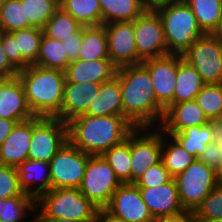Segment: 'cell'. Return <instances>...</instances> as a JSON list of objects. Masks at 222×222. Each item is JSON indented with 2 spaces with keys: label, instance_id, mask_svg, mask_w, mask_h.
I'll list each match as a JSON object with an SVG mask.
<instances>
[{
  "label": "cell",
  "instance_id": "obj_1",
  "mask_svg": "<svg viewBox=\"0 0 222 222\" xmlns=\"http://www.w3.org/2000/svg\"><path fill=\"white\" fill-rule=\"evenodd\" d=\"M117 76L123 116L135 128H148L162 121L165 109L157 102L147 69L142 64L123 66L118 68Z\"/></svg>",
  "mask_w": 222,
  "mask_h": 222
},
{
  "label": "cell",
  "instance_id": "obj_2",
  "mask_svg": "<svg viewBox=\"0 0 222 222\" xmlns=\"http://www.w3.org/2000/svg\"><path fill=\"white\" fill-rule=\"evenodd\" d=\"M68 140L90 155H102L123 143L135 129L124 116H91L82 114L67 122Z\"/></svg>",
  "mask_w": 222,
  "mask_h": 222
},
{
  "label": "cell",
  "instance_id": "obj_3",
  "mask_svg": "<svg viewBox=\"0 0 222 222\" xmlns=\"http://www.w3.org/2000/svg\"><path fill=\"white\" fill-rule=\"evenodd\" d=\"M17 76L23 85L33 115L61 120L65 72L33 64L20 70Z\"/></svg>",
  "mask_w": 222,
  "mask_h": 222
},
{
  "label": "cell",
  "instance_id": "obj_4",
  "mask_svg": "<svg viewBox=\"0 0 222 222\" xmlns=\"http://www.w3.org/2000/svg\"><path fill=\"white\" fill-rule=\"evenodd\" d=\"M156 11L163 24L169 54L182 55L198 37L205 34L184 0L171 2Z\"/></svg>",
  "mask_w": 222,
  "mask_h": 222
},
{
  "label": "cell",
  "instance_id": "obj_5",
  "mask_svg": "<svg viewBox=\"0 0 222 222\" xmlns=\"http://www.w3.org/2000/svg\"><path fill=\"white\" fill-rule=\"evenodd\" d=\"M40 203L45 216L77 222H95L99 210L79 188L50 189L36 199L35 212Z\"/></svg>",
  "mask_w": 222,
  "mask_h": 222
},
{
  "label": "cell",
  "instance_id": "obj_6",
  "mask_svg": "<svg viewBox=\"0 0 222 222\" xmlns=\"http://www.w3.org/2000/svg\"><path fill=\"white\" fill-rule=\"evenodd\" d=\"M174 179L183 209L192 213L220 183L216 169L206 166L199 159H196Z\"/></svg>",
  "mask_w": 222,
  "mask_h": 222
},
{
  "label": "cell",
  "instance_id": "obj_7",
  "mask_svg": "<svg viewBox=\"0 0 222 222\" xmlns=\"http://www.w3.org/2000/svg\"><path fill=\"white\" fill-rule=\"evenodd\" d=\"M121 184L102 155H91L79 190L98 209H101L109 204L113 193Z\"/></svg>",
  "mask_w": 222,
  "mask_h": 222
},
{
  "label": "cell",
  "instance_id": "obj_8",
  "mask_svg": "<svg viewBox=\"0 0 222 222\" xmlns=\"http://www.w3.org/2000/svg\"><path fill=\"white\" fill-rule=\"evenodd\" d=\"M68 141V125L59 118H32L28 160L49 163Z\"/></svg>",
  "mask_w": 222,
  "mask_h": 222
},
{
  "label": "cell",
  "instance_id": "obj_9",
  "mask_svg": "<svg viewBox=\"0 0 222 222\" xmlns=\"http://www.w3.org/2000/svg\"><path fill=\"white\" fill-rule=\"evenodd\" d=\"M182 57L196 69L204 84H222V45L212 34L198 37Z\"/></svg>",
  "mask_w": 222,
  "mask_h": 222
},
{
  "label": "cell",
  "instance_id": "obj_10",
  "mask_svg": "<svg viewBox=\"0 0 222 222\" xmlns=\"http://www.w3.org/2000/svg\"><path fill=\"white\" fill-rule=\"evenodd\" d=\"M90 157L68 140L49 162L51 189L79 188Z\"/></svg>",
  "mask_w": 222,
  "mask_h": 222
},
{
  "label": "cell",
  "instance_id": "obj_11",
  "mask_svg": "<svg viewBox=\"0 0 222 222\" xmlns=\"http://www.w3.org/2000/svg\"><path fill=\"white\" fill-rule=\"evenodd\" d=\"M133 24L136 50L142 60L169 54L163 24L156 10H145Z\"/></svg>",
  "mask_w": 222,
  "mask_h": 222
},
{
  "label": "cell",
  "instance_id": "obj_12",
  "mask_svg": "<svg viewBox=\"0 0 222 222\" xmlns=\"http://www.w3.org/2000/svg\"><path fill=\"white\" fill-rule=\"evenodd\" d=\"M144 129L135 128L130 133V151L132 159V183H135L149 167L161 161L163 132L155 131L140 134Z\"/></svg>",
  "mask_w": 222,
  "mask_h": 222
},
{
  "label": "cell",
  "instance_id": "obj_13",
  "mask_svg": "<svg viewBox=\"0 0 222 222\" xmlns=\"http://www.w3.org/2000/svg\"><path fill=\"white\" fill-rule=\"evenodd\" d=\"M110 60L118 67L141 64L135 43L133 21H117L104 25Z\"/></svg>",
  "mask_w": 222,
  "mask_h": 222
},
{
  "label": "cell",
  "instance_id": "obj_14",
  "mask_svg": "<svg viewBox=\"0 0 222 222\" xmlns=\"http://www.w3.org/2000/svg\"><path fill=\"white\" fill-rule=\"evenodd\" d=\"M148 71L157 102L166 109L173 104L176 86L178 54L145 59L141 63Z\"/></svg>",
  "mask_w": 222,
  "mask_h": 222
},
{
  "label": "cell",
  "instance_id": "obj_15",
  "mask_svg": "<svg viewBox=\"0 0 222 222\" xmlns=\"http://www.w3.org/2000/svg\"><path fill=\"white\" fill-rule=\"evenodd\" d=\"M105 208L127 222H154L155 220L142 199L139 187L134 183L121 184Z\"/></svg>",
  "mask_w": 222,
  "mask_h": 222
},
{
  "label": "cell",
  "instance_id": "obj_16",
  "mask_svg": "<svg viewBox=\"0 0 222 222\" xmlns=\"http://www.w3.org/2000/svg\"><path fill=\"white\" fill-rule=\"evenodd\" d=\"M35 117L30 110L23 85L18 78L0 79V118L14 120L17 123Z\"/></svg>",
  "mask_w": 222,
  "mask_h": 222
},
{
  "label": "cell",
  "instance_id": "obj_17",
  "mask_svg": "<svg viewBox=\"0 0 222 222\" xmlns=\"http://www.w3.org/2000/svg\"><path fill=\"white\" fill-rule=\"evenodd\" d=\"M210 121L196 100L169 105L164 112L160 130L167 135L180 133L193 126H204Z\"/></svg>",
  "mask_w": 222,
  "mask_h": 222
},
{
  "label": "cell",
  "instance_id": "obj_18",
  "mask_svg": "<svg viewBox=\"0 0 222 222\" xmlns=\"http://www.w3.org/2000/svg\"><path fill=\"white\" fill-rule=\"evenodd\" d=\"M142 199L154 219L184 212L175 179L159 187H139Z\"/></svg>",
  "mask_w": 222,
  "mask_h": 222
},
{
  "label": "cell",
  "instance_id": "obj_19",
  "mask_svg": "<svg viewBox=\"0 0 222 222\" xmlns=\"http://www.w3.org/2000/svg\"><path fill=\"white\" fill-rule=\"evenodd\" d=\"M101 85L94 82H65L61 120L67 123L72 118L84 114L99 94Z\"/></svg>",
  "mask_w": 222,
  "mask_h": 222
},
{
  "label": "cell",
  "instance_id": "obj_20",
  "mask_svg": "<svg viewBox=\"0 0 222 222\" xmlns=\"http://www.w3.org/2000/svg\"><path fill=\"white\" fill-rule=\"evenodd\" d=\"M32 137V119L17 123L0 146V164L17 168L28 160Z\"/></svg>",
  "mask_w": 222,
  "mask_h": 222
},
{
  "label": "cell",
  "instance_id": "obj_21",
  "mask_svg": "<svg viewBox=\"0 0 222 222\" xmlns=\"http://www.w3.org/2000/svg\"><path fill=\"white\" fill-rule=\"evenodd\" d=\"M118 67L110 60L103 58L98 60L82 61L68 65L65 76L66 82L73 83H105L117 75Z\"/></svg>",
  "mask_w": 222,
  "mask_h": 222
},
{
  "label": "cell",
  "instance_id": "obj_22",
  "mask_svg": "<svg viewBox=\"0 0 222 222\" xmlns=\"http://www.w3.org/2000/svg\"><path fill=\"white\" fill-rule=\"evenodd\" d=\"M220 135L218 122H209L204 126H193L173 134L180 146L196 159L206 150L208 144L217 140Z\"/></svg>",
  "mask_w": 222,
  "mask_h": 222
},
{
  "label": "cell",
  "instance_id": "obj_23",
  "mask_svg": "<svg viewBox=\"0 0 222 222\" xmlns=\"http://www.w3.org/2000/svg\"><path fill=\"white\" fill-rule=\"evenodd\" d=\"M16 169L18 172L20 188L25 194L33 197L35 200L51 189L49 163L37 160H26ZM36 178L42 180V182L32 190L31 184L36 182Z\"/></svg>",
  "mask_w": 222,
  "mask_h": 222
},
{
  "label": "cell",
  "instance_id": "obj_24",
  "mask_svg": "<svg viewBox=\"0 0 222 222\" xmlns=\"http://www.w3.org/2000/svg\"><path fill=\"white\" fill-rule=\"evenodd\" d=\"M84 114L91 116H123L121 86L117 75L113 79L102 83L99 94Z\"/></svg>",
  "mask_w": 222,
  "mask_h": 222
},
{
  "label": "cell",
  "instance_id": "obj_25",
  "mask_svg": "<svg viewBox=\"0 0 222 222\" xmlns=\"http://www.w3.org/2000/svg\"><path fill=\"white\" fill-rule=\"evenodd\" d=\"M204 83L196 69L178 54V69L173 104L195 100Z\"/></svg>",
  "mask_w": 222,
  "mask_h": 222
},
{
  "label": "cell",
  "instance_id": "obj_26",
  "mask_svg": "<svg viewBox=\"0 0 222 222\" xmlns=\"http://www.w3.org/2000/svg\"><path fill=\"white\" fill-rule=\"evenodd\" d=\"M109 58L104 25L82 27V44L79 60L90 61Z\"/></svg>",
  "mask_w": 222,
  "mask_h": 222
},
{
  "label": "cell",
  "instance_id": "obj_27",
  "mask_svg": "<svg viewBox=\"0 0 222 222\" xmlns=\"http://www.w3.org/2000/svg\"><path fill=\"white\" fill-rule=\"evenodd\" d=\"M102 25L117 21H134L146 9L140 0H99Z\"/></svg>",
  "mask_w": 222,
  "mask_h": 222
},
{
  "label": "cell",
  "instance_id": "obj_28",
  "mask_svg": "<svg viewBox=\"0 0 222 222\" xmlns=\"http://www.w3.org/2000/svg\"><path fill=\"white\" fill-rule=\"evenodd\" d=\"M59 7L84 27L102 25L99 0H63Z\"/></svg>",
  "mask_w": 222,
  "mask_h": 222
},
{
  "label": "cell",
  "instance_id": "obj_29",
  "mask_svg": "<svg viewBox=\"0 0 222 222\" xmlns=\"http://www.w3.org/2000/svg\"><path fill=\"white\" fill-rule=\"evenodd\" d=\"M35 64L44 68L65 72L69 62L62 41L47 37L43 33Z\"/></svg>",
  "mask_w": 222,
  "mask_h": 222
},
{
  "label": "cell",
  "instance_id": "obj_30",
  "mask_svg": "<svg viewBox=\"0 0 222 222\" xmlns=\"http://www.w3.org/2000/svg\"><path fill=\"white\" fill-rule=\"evenodd\" d=\"M16 40L17 53L22 55V70L37 61L43 29L30 27L10 33Z\"/></svg>",
  "mask_w": 222,
  "mask_h": 222
},
{
  "label": "cell",
  "instance_id": "obj_31",
  "mask_svg": "<svg viewBox=\"0 0 222 222\" xmlns=\"http://www.w3.org/2000/svg\"><path fill=\"white\" fill-rule=\"evenodd\" d=\"M122 184L132 183V159L130 151V134L127 139L102 154Z\"/></svg>",
  "mask_w": 222,
  "mask_h": 222
},
{
  "label": "cell",
  "instance_id": "obj_32",
  "mask_svg": "<svg viewBox=\"0 0 222 222\" xmlns=\"http://www.w3.org/2000/svg\"><path fill=\"white\" fill-rule=\"evenodd\" d=\"M193 11L197 23L204 33L211 34L222 18L221 0H184Z\"/></svg>",
  "mask_w": 222,
  "mask_h": 222
},
{
  "label": "cell",
  "instance_id": "obj_33",
  "mask_svg": "<svg viewBox=\"0 0 222 222\" xmlns=\"http://www.w3.org/2000/svg\"><path fill=\"white\" fill-rule=\"evenodd\" d=\"M172 140L173 142L166 148L164 146L165 139H163L161 162L163 167L167 169L174 178L188 168L196 158L180 146L174 138H172Z\"/></svg>",
  "mask_w": 222,
  "mask_h": 222
},
{
  "label": "cell",
  "instance_id": "obj_34",
  "mask_svg": "<svg viewBox=\"0 0 222 222\" xmlns=\"http://www.w3.org/2000/svg\"><path fill=\"white\" fill-rule=\"evenodd\" d=\"M83 26L62 8H58L43 28V33L50 38L62 41L77 33Z\"/></svg>",
  "mask_w": 222,
  "mask_h": 222
},
{
  "label": "cell",
  "instance_id": "obj_35",
  "mask_svg": "<svg viewBox=\"0 0 222 222\" xmlns=\"http://www.w3.org/2000/svg\"><path fill=\"white\" fill-rule=\"evenodd\" d=\"M210 122L222 117V84H204L195 98Z\"/></svg>",
  "mask_w": 222,
  "mask_h": 222
},
{
  "label": "cell",
  "instance_id": "obj_36",
  "mask_svg": "<svg viewBox=\"0 0 222 222\" xmlns=\"http://www.w3.org/2000/svg\"><path fill=\"white\" fill-rule=\"evenodd\" d=\"M30 27L21 0H5L0 10V31L11 33Z\"/></svg>",
  "mask_w": 222,
  "mask_h": 222
},
{
  "label": "cell",
  "instance_id": "obj_37",
  "mask_svg": "<svg viewBox=\"0 0 222 222\" xmlns=\"http://www.w3.org/2000/svg\"><path fill=\"white\" fill-rule=\"evenodd\" d=\"M25 17L32 27L43 29L59 8L55 0H21Z\"/></svg>",
  "mask_w": 222,
  "mask_h": 222
},
{
  "label": "cell",
  "instance_id": "obj_38",
  "mask_svg": "<svg viewBox=\"0 0 222 222\" xmlns=\"http://www.w3.org/2000/svg\"><path fill=\"white\" fill-rule=\"evenodd\" d=\"M36 200L31 196H18L7 198L1 205L0 222H22L26 216L25 211H34Z\"/></svg>",
  "mask_w": 222,
  "mask_h": 222
},
{
  "label": "cell",
  "instance_id": "obj_39",
  "mask_svg": "<svg viewBox=\"0 0 222 222\" xmlns=\"http://www.w3.org/2000/svg\"><path fill=\"white\" fill-rule=\"evenodd\" d=\"M193 214L194 219H222V182L209 193Z\"/></svg>",
  "mask_w": 222,
  "mask_h": 222
},
{
  "label": "cell",
  "instance_id": "obj_40",
  "mask_svg": "<svg viewBox=\"0 0 222 222\" xmlns=\"http://www.w3.org/2000/svg\"><path fill=\"white\" fill-rule=\"evenodd\" d=\"M29 196L20 188L15 167L0 164V199Z\"/></svg>",
  "mask_w": 222,
  "mask_h": 222
},
{
  "label": "cell",
  "instance_id": "obj_41",
  "mask_svg": "<svg viewBox=\"0 0 222 222\" xmlns=\"http://www.w3.org/2000/svg\"><path fill=\"white\" fill-rule=\"evenodd\" d=\"M173 177L167 169L163 167L162 162L151 166L148 170L134 183L138 187H159L169 181Z\"/></svg>",
  "mask_w": 222,
  "mask_h": 222
},
{
  "label": "cell",
  "instance_id": "obj_42",
  "mask_svg": "<svg viewBox=\"0 0 222 222\" xmlns=\"http://www.w3.org/2000/svg\"><path fill=\"white\" fill-rule=\"evenodd\" d=\"M2 44L10 63L18 70H22V55L17 53L15 38L7 32H2Z\"/></svg>",
  "mask_w": 222,
  "mask_h": 222
},
{
  "label": "cell",
  "instance_id": "obj_43",
  "mask_svg": "<svg viewBox=\"0 0 222 222\" xmlns=\"http://www.w3.org/2000/svg\"><path fill=\"white\" fill-rule=\"evenodd\" d=\"M65 53H67L69 65L79 60V52L82 44V28L67 39L62 40Z\"/></svg>",
  "mask_w": 222,
  "mask_h": 222
},
{
  "label": "cell",
  "instance_id": "obj_44",
  "mask_svg": "<svg viewBox=\"0 0 222 222\" xmlns=\"http://www.w3.org/2000/svg\"><path fill=\"white\" fill-rule=\"evenodd\" d=\"M220 149L218 141H214L207 145L206 150L199 156V160L203 162L206 166L217 168L219 162Z\"/></svg>",
  "mask_w": 222,
  "mask_h": 222
},
{
  "label": "cell",
  "instance_id": "obj_45",
  "mask_svg": "<svg viewBox=\"0 0 222 222\" xmlns=\"http://www.w3.org/2000/svg\"><path fill=\"white\" fill-rule=\"evenodd\" d=\"M19 71L10 63L2 44V32L0 31V79L16 77Z\"/></svg>",
  "mask_w": 222,
  "mask_h": 222
},
{
  "label": "cell",
  "instance_id": "obj_46",
  "mask_svg": "<svg viewBox=\"0 0 222 222\" xmlns=\"http://www.w3.org/2000/svg\"><path fill=\"white\" fill-rule=\"evenodd\" d=\"M154 222H195V219L192 212L184 211L174 216L157 218Z\"/></svg>",
  "mask_w": 222,
  "mask_h": 222
},
{
  "label": "cell",
  "instance_id": "obj_47",
  "mask_svg": "<svg viewBox=\"0 0 222 222\" xmlns=\"http://www.w3.org/2000/svg\"><path fill=\"white\" fill-rule=\"evenodd\" d=\"M17 122L5 118H0V146L5 139L10 135Z\"/></svg>",
  "mask_w": 222,
  "mask_h": 222
},
{
  "label": "cell",
  "instance_id": "obj_48",
  "mask_svg": "<svg viewBox=\"0 0 222 222\" xmlns=\"http://www.w3.org/2000/svg\"><path fill=\"white\" fill-rule=\"evenodd\" d=\"M95 222H127V221L110 213L106 208H101L98 210Z\"/></svg>",
  "mask_w": 222,
  "mask_h": 222
},
{
  "label": "cell",
  "instance_id": "obj_49",
  "mask_svg": "<svg viewBox=\"0 0 222 222\" xmlns=\"http://www.w3.org/2000/svg\"><path fill=\"white\" fill-rule=\"evenodd\" d=\"M174 1L177 0H140L142 6L146 10H156L157 8L165 6Z\"/></svg>",
  "mask_w": 222,
  "mask_h": 222
},
{
  "label": "cell",
  "instance_id": "obj_50",
  "mask_svg": "<svg viewBox=\"0 0 222 222\" xmlns=\"http://www.w3.org/2000/svg\"><path fill=\"white\" fill-rule=\"evenodd\" d=\"M33 222H77L73 220L61 219V218H54L45 216L41 211L39 215L37 214L36 217H33Z\"/></svg>",
  "mask_w": 222,
  "mask_h": 222
},
{
  "label": "cell",
  "instance_id": "obj_51",
  "mask_svg": "<svg viewBox=\"0 0 222 222\" xmlns=\"http://www.w3.org/2000/svg\"><path fill=\"white\" fill-rule=\"evenodd\" d=\"M219 149H220V156L219 162L217 164L216 173L220 182H222V133L217 138Z\"/></svg>",
  "mask_w": 222,
  "mask_h": 222
},
{
  "label": "cell",
  "instance_id": "obj_52",
  "mask_svg": "<svg viewBox=\"0 0 222 222\" xmlns=\"http://www.w3.org/2000/svg\"><path fill=\"white\" fill-rule=\"evenodd\" d=\"M222 45V18L219 20L217 27L211 33Z\"/></svg>",
  "mask_w": 222,
  "mask_h": 222
},
{
  "label": "cell",
  "instance_id": "obj_53",
  "mask_svg": "<svg viewBox=\"0 0 222 222\" xmlns=\"http://www.w3.org/2000/svg\"><path fill=\"white\" fill-rule=\"evenodd\" d=\"M195 222H222V219H195Z\"/></svg>",
  "mask_w": 222,
  "mask_h": 222
},
{
  "label": "cell",
  "instance_id": "obj_54",
  "mask_svg": "<svg viewBox=\"0 0 222 222\" xmlns=\"http://www.w3.org/2000/svg\"><path fill=\"white\" fill-rule=\"evenodd\" d=\"M218 125H219V128H220V133H222V117H221V119L218 121Z\"/></svg>",
  "mask_w": 222,
  "mask_h": 222
},
{
  "label": "cell",
  "instance_id": "obj_55",
  "mask_svg": "<svg viewBox=\"0 0 222 222\" xmlns=\"http://www.w3.org/2000/svg\"><path fill=\"white\" fill-rule=\"evenodd\" d=\"M5 199H0V216H1V205L4 204Z\"/></svg>",
  "mask_w": 222,
  "mask_h": 222
},
{
  "label": "cell",
  "instance_id": "obj_56",
  "mask_svg": "<svg viewBox=\"0 0 222 222\" xmlns=\"http://www.w3.org/2000/svg\"><path fill=\"white\" fill-rule=\"evenodd\" d=\"M4 1H5V0H0V10H1L3 4H4Z\"/></svg>",
  "mask_w": 222,
  "mask_h": 222
},
{
  "label": "cell",
  "instance_id": "obj_57",
  "mask_svg": "<svg viewBox=\"0 0 222 222\" xmlns=\"http://www.w3.org/2000/svg\"><path fill=\"white\" fill-rule=\"evenodd\" d=\"M58 4H60L63 0H55Z\"/></svg>",
  "mask_w": 222,
  "mask_h": 222
}]
</instances>
